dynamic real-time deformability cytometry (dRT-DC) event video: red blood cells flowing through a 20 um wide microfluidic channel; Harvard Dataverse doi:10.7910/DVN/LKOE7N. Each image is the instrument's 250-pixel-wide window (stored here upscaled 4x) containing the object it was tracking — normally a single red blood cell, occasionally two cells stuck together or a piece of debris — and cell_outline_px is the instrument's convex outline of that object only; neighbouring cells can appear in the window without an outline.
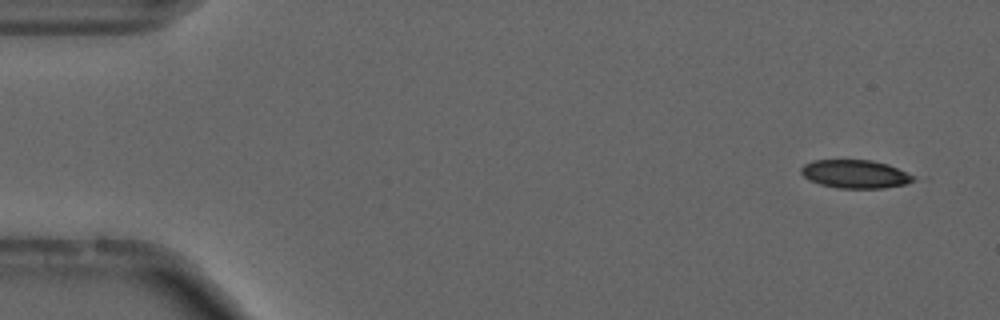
{"species": "common noctule bat (a hibernating species)", "species_latin": "Nyctalus noctula", "temperature_condition": "cold", "stored_images_in_passage": 54, "camera_frame_rate_fps": 3000, "um_per_image_px": 0.085, "animal": {"sex": "male", "forearm_length_mm": 52.5}, "frame": {"image": 1, "passage_image": 3, "time_ms": 0.667, "image_size_px": [1000, 320], "cell_outline_px": [[916, 180], [904, 184], [884, 188], [836, 188], [820, 184], [808, 180], [800, 172], [800, 168], [804, 164], [812, 160], [872, 160], [888, 164], [916, 176]], "centroid_in_image_um": [72.68, 14.79], "position_along_channel_um": 12.3, "area_um2": 18.67}}
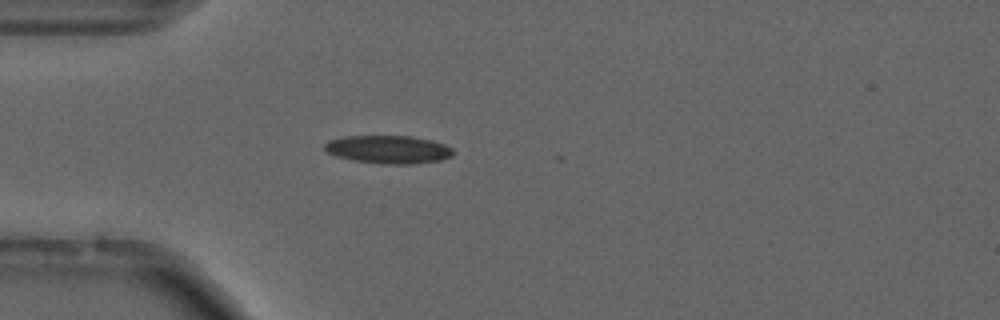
{"frame": {"image": 2, "passage_image": 15, "time_ms": 4.667, "image_size_px": [1000, 320], "cell_outline_px": [[452, 156], [440, 160], [412, 164], [380, 164], [356, 160], [340, 156], [328, 152], [324, 148], [324, 144], [328, 140], [344, 136], [412, 136], [432, 140], [444, 144], [452, 148]], "centroid_in_image_um": [33.03, 12.69], "position_along_channel_um": 52.0, "area_um2": 20.87}, "authors_computed_cell_mechanics": {"area_um2": 19.363, "velocity_mm_per_s": 3.7185, "shape_relaxation_time_tau1_ms": 7.8809, "shape_relaxation_time_tau2_ms": 2.9102, "deformation_change_tau1": 0.1895, "deformation_change_tau2": 0.1077}}